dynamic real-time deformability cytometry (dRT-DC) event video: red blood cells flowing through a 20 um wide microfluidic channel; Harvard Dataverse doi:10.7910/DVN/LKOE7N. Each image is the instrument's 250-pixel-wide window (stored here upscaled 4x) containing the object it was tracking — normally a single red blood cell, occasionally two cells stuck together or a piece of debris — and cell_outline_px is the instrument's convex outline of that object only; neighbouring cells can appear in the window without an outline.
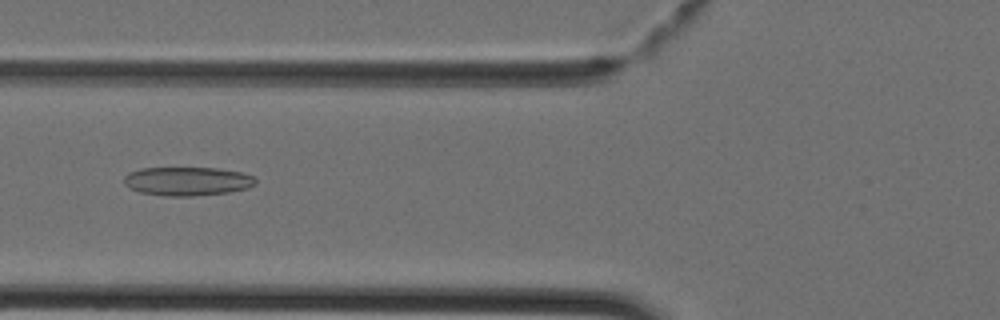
{"species": "Egyptian fruit bat (a non-hibernating species)", "species_latin": "Rousettus aegyptiacus", "temperature_condition": "cold", "stored_images_in_passage": 37, "camera_frame_rate_fps": 3000, "um_per_image_px": 0.085, "animal": {"sex": "female"}, "frame": {"image": 1, "passage_image": 10, "time_ms": 3.0, "image_size_px": [1000, 320], "cell_outline_px": [[256, 184], [248, 188], [228, 192], [192, 196], [164, 196], [140, 192], [128, 188], [124, 184], [124, 176], [128, 172], [140, 168], [216, 168], [244, 172], [252, 176], [256, 180]], "centroid_in_image_um": [15.9, 15.4], "position_along_channel_um": 109.9, "area_um2": 22.2}}
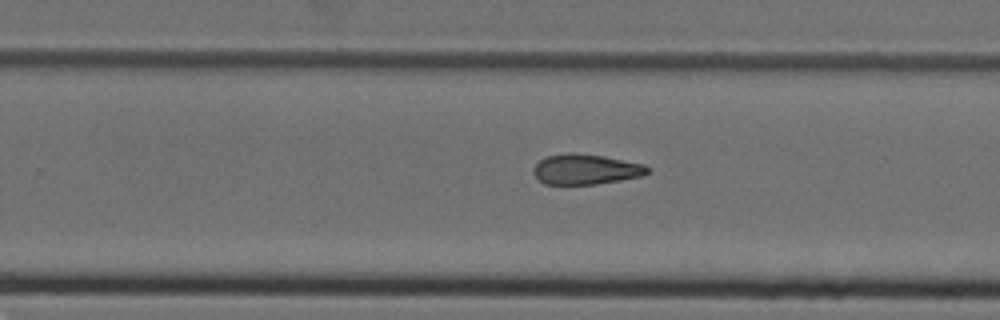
{"frame": {"image": 2, "passage_image": 21, "time_ms": 6.667, "image_size_px": [1000, 320], "cell_outline_px": [[648, 172], [640, 176], [620, 180], [596, 184], [544, 184], [532, 172], [532, 168], [540, 160], [548, 156], [572, 152], [604, 156], [644, 164], [648, 168]], "centroid_in_image_um": [49.76, 14.39], "position_along_channel_um": 280.0, "area_um2": 19.94}}
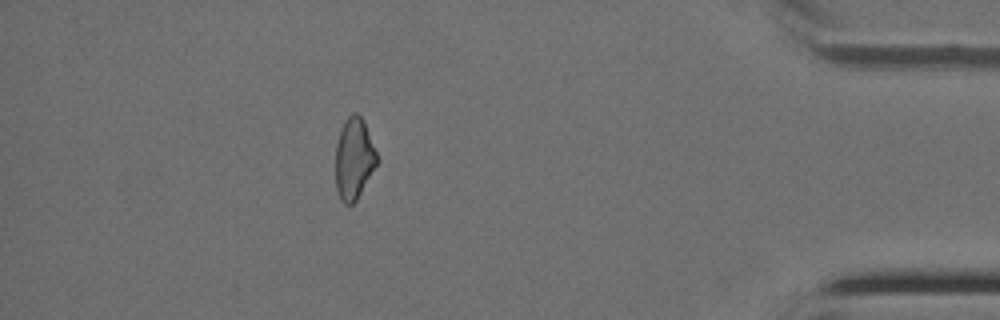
{"frame": {"image": 3, "passage_image": 32, "time_ms": 10.333, "image_size_px": [1000, 320], "cell_outline_px": [[380, 160], [356, 200], [352, 204], [344, 204], [340, 200], [336, 188], [336, 144], [344, 120], [352, 112], [356, 112], [364, 120]], "centroid_in_image_um": [30.1, 13.47], "position_along_channel_um": 405.1, "area_um2": 19.83}}